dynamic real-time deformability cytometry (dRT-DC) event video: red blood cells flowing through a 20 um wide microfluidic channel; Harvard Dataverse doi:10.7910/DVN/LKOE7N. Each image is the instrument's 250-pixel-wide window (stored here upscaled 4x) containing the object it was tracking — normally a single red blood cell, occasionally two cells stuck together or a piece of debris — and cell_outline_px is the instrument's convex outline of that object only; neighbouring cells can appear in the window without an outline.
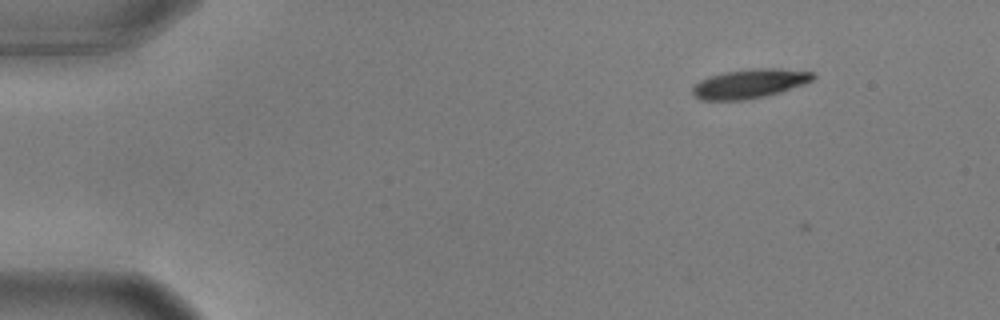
{"species": "common noctule bat (a hibernating species)", "species_latin": "Nyctalus noctula", "temperature_condition": "warm", "stored_images_in_passage": 2, "camera_frame_rate_fps": 3000, "um_per_image_px": 0.085, "animal": {"sex": "male", "body_mass_g": 17.9, "forearm_length_mm": 54.2}, "frame": {"image": 1, "passage_image": 1, "time_ms": 0.0, "image_size_px": [1000, 320], "cell_outline_px": [[816, 76], [812, 80], [780, 92], [764, 96], [744, 100], [700, 100], [692, 92], [692, 88], [700, 80], [724, 72], [752, 68], [772, 68], [812, 72]], "centroid_in_image_um": [63.69, 7.11], "position_along_channel_um": 21.3, "area_um2": 20.11}}